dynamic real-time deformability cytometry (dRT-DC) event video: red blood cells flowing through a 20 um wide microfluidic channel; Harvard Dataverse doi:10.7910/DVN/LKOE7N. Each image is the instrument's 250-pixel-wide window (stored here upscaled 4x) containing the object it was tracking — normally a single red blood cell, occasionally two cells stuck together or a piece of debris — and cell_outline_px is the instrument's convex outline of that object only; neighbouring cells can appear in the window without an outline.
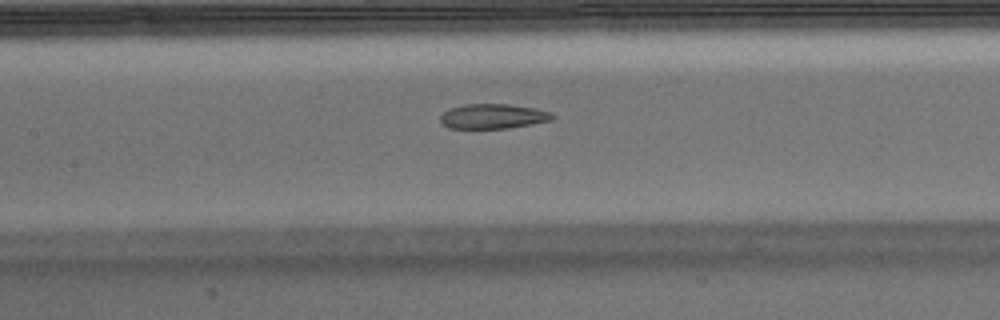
{"species": "Egyptian fruit bat (a non-hibernating species)", "species_latin": "Rousettus aegyptiacus", "temperature_condition": "warm", "stored_images_in_passage": 52, "camera_frame_rate_fps": 3000, "um_per_image_px": 0.085, "animal": {"sex": "male"}, "frame": {"image": 1, "passage_image": 23, "time_ms": 7.333, "image_size_px": [1000, 320], "cell_outline_px": [[556, 116], [552, 120], [532, 124], [508, 128], [448, 128], [440, 124], [440, 116], [448, 108], [464, 104], [508, 104], [536, 108], [552, 112]], "centroid_in_image_um": [41.9, 9.88], "position_along_channel_um": 165.5, "area_um2": 16.42}}
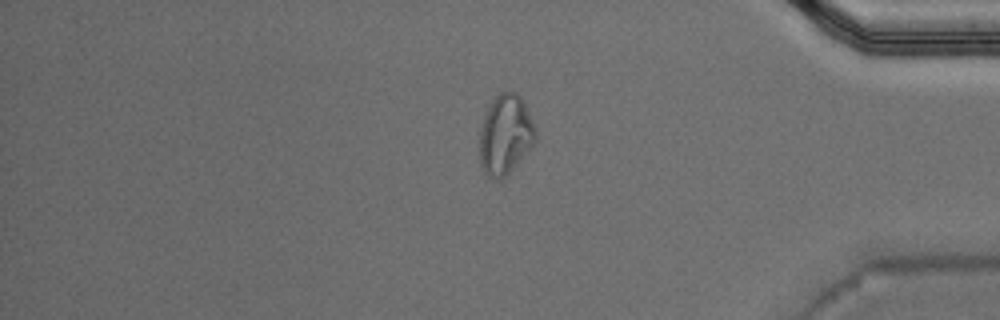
{"frame": {"image": 2, "passage_image": 43, "time_ms": 14.0, "image_size_px": [1000, 320], "cell_outline_px": [[536, 140], [512, 168], [500, 180], [496, 180], [488, 176], [484, 172], [480, 164], [480, 128], [484, 116], [492, 100], [500, 92], [516, 92], [524, 100], [536, 128]], "centroid_in_image_um": [42.95, 11.42], "position_along_channel_um": 392.2, "area_um2": 25.78}}
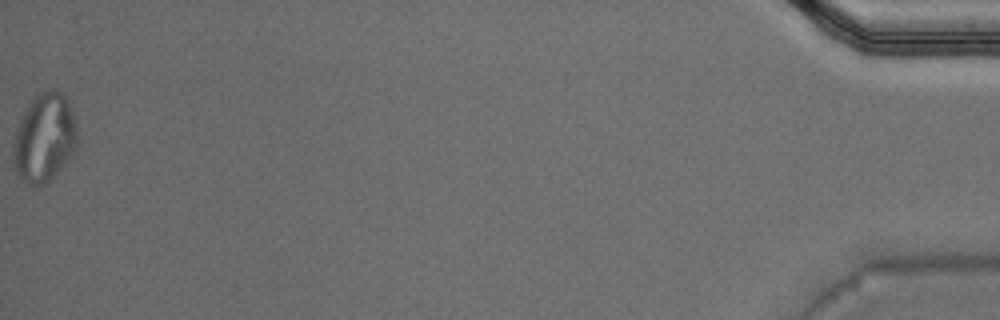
{"frame": {"image": 3, "passage_image": 52, "time_ms": 17.0, "image_size_px": [1000, 320], "cell_outline_px": [[80, 140], [76, 148], [60, 168], [48, 180], [40, 184], [24, 184], [16, 176], [12, 156], [12, 144], [24, 108], [32, 96], [40, 92], [52, 88], [60, 92], [64, 96], [68, 104]], "centroid_in_image_um": [3.72, 11.7], "position_along_channel_um": 431.5, "area_um2": 33.06}, "authors_computed_cell_mechanics": {"area_um2": 18.785, "velocity_mm_per_s": 3.8146, "shape_relaxation_time_tau1_ms": null, "shape_relaxation_time_tau2_ms": 2.8245, "deformation_change_tau1": null, "deformation_change_tau2": 0.0861}}